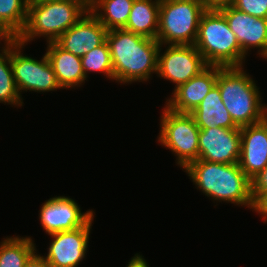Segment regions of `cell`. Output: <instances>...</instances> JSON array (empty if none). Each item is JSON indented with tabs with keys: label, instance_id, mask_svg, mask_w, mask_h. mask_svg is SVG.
Returning a JSON list of instances; mask_svg holds the SVG:
<instances>
[{
	"label": "cell",
	"instance_id": "cell-25",
	"mask_svg": "<svg viewBox=\"0 0 267 267\" xmlns=\"http://www.w3.org/2000/svg\"><path fill=\"white\" fill-rule=\"evenodd\" d=\"M231 5L254 17L267 19V0H233Z\"/></svg>",
	"mask_w": 267,
	"mask_h": 267
},
{
	"label": "cell",
	"instance_id": "cell-30",
	"mask_svg": "<svg viewBox=\"0 0 267 267\" xmlns=\"http://www.w3.org/2000/svg\"><path fill=\"white\" fill-rule=\"evenodd\" d=\"M144 256L140 255L139 253L135 254L128 262L129 264L127 267H149L146 260L143 258Z\"/></svg>",
	"mask_w": 267,
	"mask_h": 267
},
{
	"label": "cell",
	"instance_id": "cell-12",
	"mask_svg": "<svg viewBox=\"0 0 267 267\" xmlns=\"http://www.w3.org/2000/svg\"><path fill=\"white\" fill-rule=\"evenodd\" d=\"M240 148V129L216 127L199 131L198 160L221 164L238 163Z\"/></svg>",
	"mask_w": 267,
	"mask_h": 267
},
{
	"label": "cell",
	"instance_id": "cell-13",
	"mask_svg": "<svg viewBox=\"0 0 267 267\" xmlns=\"http://www.w3.org/2000/svg\"><path fill=\"white\" fill-rule=\"evenodd\" d=\"M234 32L242 52L247 55L250 48L258 49L259 55L267 59V19L254 17L232 5L218 9Z\"/></svg>",
	"mask_w": 267,
	"mask_h": 267
},
{
	"label": "cell",
	"instance_id": "cell-4",
	"mask_svg": "<svg viewBox=\"0 0 267 267\" xmlns=\"http://www.w3.org/2000/svg\"><path fill=\"white\" fill-rule=\"evenodd\" d=\"M89 10L86 0H49L28 4L24 29L16 38L25 45L35 37L55 42Z\"/></svg>",
	"mask_w": 267,
	"mask_h": 267
},
{
	"label": "cell",
	"instance_id": "cell-21",
	"mask_svg": "<svg viewBox=\"0 0 267 267\" xmlns=\"http://www.w3.org/2000/svg\"><path fill=\"white\" fill-rule=\"evenodd\" d=\"M36 251L31 237L12 236L0 243V267H24Z\"/></svg>",
	"mask_w": 267,
	"mask_h": 267
},
{
	"label": "cell",
	"instance_id": "cell-26",
	"mask_svg": "<svg viewBox=\"0 0 267 267\" xmlns=\"http://www.w3.org/2000/svg\"><path fill=\"white\" fill-rule=\"evenodd\" d=\"M251 196L252 199L259 192H267V167L259 172L255 177L251 180Z\"/></svg>",
	"mask_w": 267,
	"mask_h": 267
},
{
	"label": "cell",
	"instance_id": "cell-5",
	"mask_svg": "<svg viewBox=\"0 0 267 267\" xmlns=\"http://www.w3.org/2000/svg\"><path fill=\"white\" fill-rule=\"evenodd\" d=\"M194 46L210 66L242 67L245 62L237 37L217 9L202 14Z\"/></svg>",
	"mask_w": 267,
	"mask_h": 267
},
{
	"label": "cell",
	"instance_id": "cell-15",
	"mask_svg": "<svg viewBox=\"0 0 267 267\" xmlns=\"http://www.w3.org/2000/svg\"><path fill=\"white\" fill-rule=\"evenodd\" d=\"M239 166L251 180L267 167V117L256 124L240 127Z\"/></svg>",
	"mask_w": 267,
	"mask_h": 267
},
{
	"label": "cell",
	"instance_id": "cell-31",
	"mask_svg": "<svg viewBox=\"0 0 267 267\" xmlns=\"http://www.w3.org/2000/svg\"><path fill=\"white\" fill-rule=\"evenodd\" d=\"M4 40V45H7L11 40H13L0 26V41Z\"/></svg>",
	"mask_w": 267,
	"mask_h": 267
},
{
	"label": "cell",
	"instance_id": "cell-32",
	"mask_svg": "<svg viewBox=\"0 0 267 267\" xmlns=\"http://www.w3.org/2000/svg\"><path fill=\"white\" fill-rule=\"evenodd\" d=\"M43 1H49V0H27L28 4L43 2Z\"/></svg>",
	"mask_w": 267,
	"mask_h": 267
},
{
	"label": "cell",
	"instance_id": "cell-7",
	"mask_svg": "<svg viewBox=\"0 0 267 267\" xmlns=\"http://www.w3.org/2000/svg\"><path fill=\"white\" fill-rule=\"evenodd\" d=\"M160 122L158 142L177 156L183 169L199 158V127L190 113L172 111L166 105Z\"/></svg>",
	"mask_w": 267,
	"mask_h": 267
},
{
	"label": "cell",
	"instance_id": "cell-11",
	"mask_svg": "<svg viewBox=\"0 0 267 267\" xmlns=\"http://www.w3.org/2000/svg\"><path fill=\"white\" fill-rule=\"evenodd\" d=\"M93 214V210L82 213L76 201L70 197L56 196L43 203L39 219L45 232L50 235L82 227L94 216Z\"/></svg>",
	"mask_w": 267,
	"mask_h": 267
},
{
	"label": "cell",
	"instance_id": "cell-9",
	"mask_svg": "<svg viewBox=\"0 0 267 267\" xmlns=\"http://www.w3.org/2000/svg\"><path fill=\"white\" fill-rule=\"evenodd\" d=\"M160 47L157 74L175 83L174 90L208 66L194 45H168L163 54Z\"/></svg>",
	"mask_w": 267,
	"mask_h": 267
},
{
	"label": "cell",
	"instance_id": "cell-8",
	"mask_svg": "<svg viewBox=\"0 0 267 267\" xmlns=\"http://www.w3.org/2000/svg\"><path fill=\"white\" fill-rule=\"evenodd\" d=\"M23 44L16 39L11 40V65L15 84L22 91L50 92L60 89L56 75L47 55L36 60L21 53Z\"/></svg>",
	"mask_w": 267,
	"mask_h": 267
},
{
	"label": "cell",
	"instance_id": "cell-17",
	"mask_svg": "<svg viewBox=\"0 0 267 267\" xmlns=\"http://www.w3.org/2000/svg\"><path fill=\"white\" fill-rule=\"evenodd\" d=\"M46 55L52 65L58 84L61 89L78 87L87 79L81 57L60 48L55 42L47 43Z\"/></svg>",
	"mask_w": 267,
	"mask_h": 267
},
{
	"label": "cell",
	"instance_id": "cell-20",
	"mask_svg": "<svg viewBox=\"0 0 267 267\" xmlns=\"http://www.w3.org/2000/svg\"><path fill=\"white\" fill-rule=\"evenodd\" d=\"M133 2L134 0H94L89 4V11L105 26L107 31L124 29Z\"/></svg>",
	"mask_w": 267,
	"mask_h": 267
},
{
	"label": "cell",
	"instance_id": "cell-24",
	"mask_svg": "<svg viewBox=\"0 0 267 267\" xmlns=\"http://www.w3.org/2000/svg\"><path fill=\"white\" fill-rule=\"evenodd\" d=\"M82 68L86 78L89 72H100L106 74L109 79L114 80L113 64L107 41L92 49L81 57Z\"/></svg>",
	"mask_w": 267,
	"mask_h": 267
},
{
	"label": "cell",
	"instance_id": "cell-14",
	"mask_svg": "<svg viewBox=\"0 0 267 267\" xmlns=\"http://www.w3.org/2000/svg\"><path fill=\"white\" fill-rule=\"evenodd\" d=\"M106 33L105 26L88 10L55 43L63 50L83 57L106 40Z\"/></svg>",
	"mask_w": 267,
	"mask_h": 267
},
{
	"label": "cell",
	"instance_id": "cell-10",
	"mask_svg": "<svg viewBox=\"0 0 267 267\" xmlns=\"http://www.w3.org/2000/svg\"><path fill=\"white\" fill-rule=\"evenodd\" d=\"M93 219L94 216L74 230L50 234L53 239L47 256H43L50 267H77L80 264L88 248Z\"/></svg>",
	"mask_w": 267,
	"mask_h": 267
},
{
	"label": "cell",
	"instance_id": "cell-19",
	"mask_svg": "<svg viewBox=\"0 0 267 267\" xmlns=\"http://www.w3.org/2000/svg\"><path fill=\"white\" fill-rule=\"evenodd\" d=\"M160 0H134L124 30L156 39L159 27Z\"/></svg>",
	"mask_w": 267,
	"mask_h": 267
},
{
	"label": "cell",
	"instance_id": "cell-23",
	"mask_svg": "<svg viewBox=\"0 0 267 267\" xmlns=\"http://www.w3.org/2000/svg\"><path fill=\"white\" fill-rule=\"evenodd\" d=\"M0 53V103L23 105L22 95L15 84L11 65V41L5 45Z\"/></svg>",
	"mask_w": 267,
	"mask_h": 267
},
{
	"label": "cell",
	"instance_id": "cell-27",
	"mask_svg": "<svg viewBox=\"0 0 267 267\" xmlns=\"http://www.w3.org/2000/svg\"><path fill=\"white\" fill-rule=\"evenodd\" d=\"M251 209L262 215L265 223L267 222V192H259L252 199Z\"/></svg>",
	"mask_w": 267,
	"mask_h": 267
},
{
	"label": "cell",
	"instance_id": "cell-22",
	"mask_svg": "<svg viewBox=\"0 0 267 267\" xmlns=\"http://www.w3.org/2000/svg\"><path fill=\"white\" fill-rule=\"evenodd\" d=\"M27 11V0H0V26L12 39L24 29Z\"/></svg>",
	"mask_w": 267,
	"mask_h": 267
},
{
	"label": "cell",
	"instance_id": "cell-29",
	"mask_svg": "<svg viewBox=\"0 0 267 267\" xmlns=\"http://www.w3.org/2000/svg\"><path fill=\"white\" fill-rule=\"evenodd\" d=\"M233 0H203L206 9H219L231 5Z\"/></svg>",
	"mask_w": 267,
	"mask_h": 267
},
{
	"label": "cell",
	"instance_id": "cell-2",
	"mask_svg": "<svg viewBox=\"0 0 267 267\" xmlns=\"http://www.w3.org/2000/svg\"><path fill=\"white\" fill-rule=\"evenodd\" d=\"M185 172L207 197L236 205L252 207L251 181L238 163L221 164L205 160L189 163Z\"/></svg>",
	"mask_w": 267,
	"mask_h": 267
},
{
	"label": "cell",
	"instance_id": "cell-33",
	"mask_svg": "<svg viewBox=\"0 0 267 267\" xmlns=\"http://www.w3.org/2000/svg\"><path fill=\"white\" fill-rule=\"evenodd\" d=\"M92 1H94V0H86V2H87L88 4H90Z\"/></svg>",
	"mask_w": 267,
	"mask_h": 267
},
{
	"label": "cell",
	"instance_id": "cell-1",
	"mask_svg": "<svg viewBox=\"0 0 267 267\" xmlns=\"http://www.w3.org/2000/svg\"><path fill=\"white\" fill-rule=\"evenodd\" d=\"M114 80L119 83L143 82L157 74L160 43L124 29L107 31Z\"/></svg>",
	"mask_w": 267,
	"mask_h": 267
},
{
	"label": "cell",
	"instance_id": "cell-16",
	"mask_svg": "<svg viewBox=\"0 0 267 267\" xmlns=\"http://www.w3.org/2000/svg\"><path fill=\"white\" fill-rule=\"evenodd\" d=\"M218 66L208 65L198 75L180 85L166 101V106L179 113H191L216 85Z\"/></svg>",
	"mask_w": 267,
	"mask_h": 267
},
{
	"label": "cell",
	"instance_id": "cell-6",
	"mask_svg": "<svg viewBox=\"0 0 267 267\" xmlns=\"http://www.w3.org/2000/svg\"><path fill=\"white\" fill-rule=\"evenodd\" d=\"M206 10L204 4L196 0H160L156 40L164 46L194 45Z\"/></svg>",
	"mask_w": 267,
	"mask_h": 267
},
{
	"label": "cell",
	"instance_id": "cell-3",
	"mask_svg": "<svg viewBox=\"0 0 267 267\" xmlns=\"http://www.w3.org/2000/svg\"><path fill=\"white\" fill-rule=\"evenodd\" d=\"M216 85L238 127L256 124L267 117V106L262 104L259 88L244 68L218 66Z\"/></svg>",
	"mask_w": 267,
	"mask_h": 267
},
{
	"label": "cell",
	"instance_id": "cell-28",
	"mask_svg": "<svg viewBox=\"0 0 267 267\" xmlns=\"http://www.w3.org/2000/svg\"><path fill=\"white\" fill-rule=\"evenodd\" d=\"M24 267H50L45 258L38 255L36 251L25 262Z\"/></svg>",
	"mask_w": 267,
	"mask_h": 267
},
{
	"label": "cell",
	"instance_id": "cell-18",
	"mask_svg": "<svg viewBox=\"0 0 267 267\" xmlns=\"http://www.w3.org/2000/svg\"><path fill=\"white\" fill-rule=\"evenodd\" d=\"M199 129L223 127L240 129L232 120L230 113L222 102L221 94L215 85L200 104L190 113Z\"/></svg>",
	"mask_w": 267,
	"mask_h": 267
}]
</instances>
